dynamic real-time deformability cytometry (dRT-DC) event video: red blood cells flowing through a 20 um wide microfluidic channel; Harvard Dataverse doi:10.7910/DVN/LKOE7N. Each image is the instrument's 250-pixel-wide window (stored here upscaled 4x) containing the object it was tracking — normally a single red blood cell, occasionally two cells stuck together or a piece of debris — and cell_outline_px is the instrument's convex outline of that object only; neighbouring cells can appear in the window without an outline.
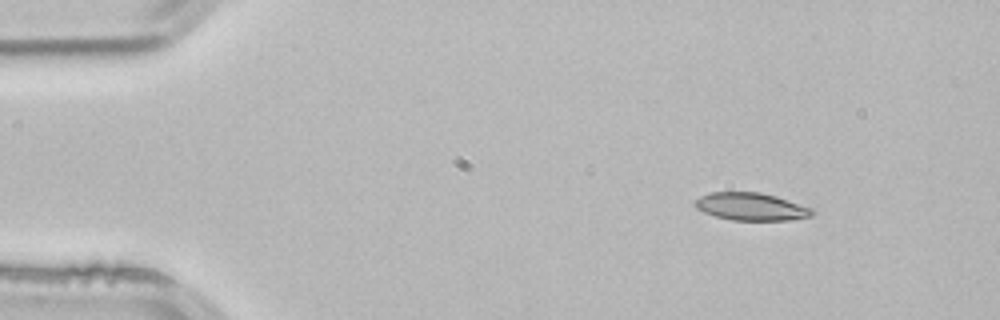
{"species": "common noctule bat (a hibernating species)", "species_latin": "Nyctalus noctula", "temperature_condition": "room temperature", "stored_images_in_passage": 3, "camera_frame_rate_fps": 3000, "um_per_image_px": 0.085, "animal": {"sex": "male", "body_mass_g": 21.5, "forearm_length_mm": 52.0}, "frame": {"image": 1, "passage_image": 1, "time_ms": 0.0, "image_size_px": [1000, 320], "cell_outline_px": [[816, 212], [812, 216], [788, 220], [732, 220], [716, 216], [704, 212], [696, 208], [692, 204], [700, 196], [712, 192], [760, 192], [776, 196], [812, 208]], "centroid_in_image_um": [63.85, 17.56], "position_along_channel_um": 21.2, "area_um2": 18.84}}
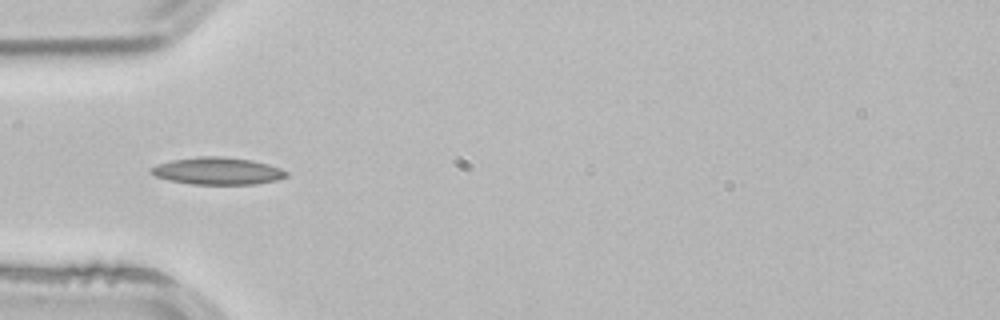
{"frame": {"image": 2, "passage_image": 3, "time_ms": 0.667, "image_size_px": [1000, 320], "cell_outline_px": [[288, 176], [276, 180], [256, 184], [192, 184], [168, 180], [156, 176], [148, 172], [148, 168], [156, 164], [172, 160], [200, 156], [224, 156], [252, 160], [268, 164], [280, 168], [288, 172]], "centroid_in_image_um": [18.46, 14.53], "position_along_channel_um": 66.5, "area_um2": 21.62}}